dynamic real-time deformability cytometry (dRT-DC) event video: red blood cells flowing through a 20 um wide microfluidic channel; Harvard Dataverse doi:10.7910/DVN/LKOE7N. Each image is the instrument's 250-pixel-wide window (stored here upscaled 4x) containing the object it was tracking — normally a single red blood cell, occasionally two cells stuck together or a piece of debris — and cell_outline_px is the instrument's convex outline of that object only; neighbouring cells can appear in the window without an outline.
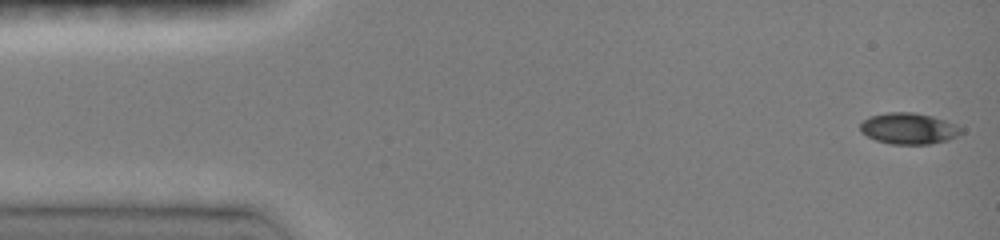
{"species": "common noctule bat (a hibernating species)", "species_latin": "Nyctalus noctula", "temperature_condition": "room temperature", "stored_images_in_passage": 13, "camera_frame_rate_fps": 3000, "um_per_image_px": 0.085, "animal": {"sex": "female", "body_mass_g": 19.0, "forearm_length_mm": 51.5}, "frame": {"image": 1, "passage_image": 1, "time_ms": 0.0, "image_size_px": [1000, 240], "cell_outline_px": [[964, 132], [948, 140], [928, 144], [892, 144], [876, 140], [860, 132], [860, 124], [868, 116], [888, 112], [912, 112], [932, 116], [956, 124], [964, 128]], "centroid_in_image_um": [77.25, 10.92], "position_along_channel_um": 7.7, "area_um2": 18.44}}
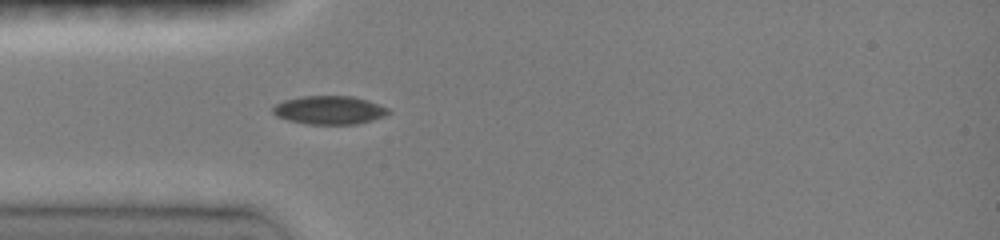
{"frame": {"image": 2, "passage_image": 10, "time_ms": 4.0, "image_size_px": [1000, 240], "cell_outline_px": [[392, 112], [384, 116], [372, 120], [356, 124], [308, 124], [288, 120], [276, 116], [272, 112], [272, 108], [276, 104], [284, 100], [300, 96], [352, 96], [368, 100], [388, 108]], "centroid_in_image_um": [27.99, 9.35], "position_along_channel_um": 57.0, "area_um2": 19.19}}